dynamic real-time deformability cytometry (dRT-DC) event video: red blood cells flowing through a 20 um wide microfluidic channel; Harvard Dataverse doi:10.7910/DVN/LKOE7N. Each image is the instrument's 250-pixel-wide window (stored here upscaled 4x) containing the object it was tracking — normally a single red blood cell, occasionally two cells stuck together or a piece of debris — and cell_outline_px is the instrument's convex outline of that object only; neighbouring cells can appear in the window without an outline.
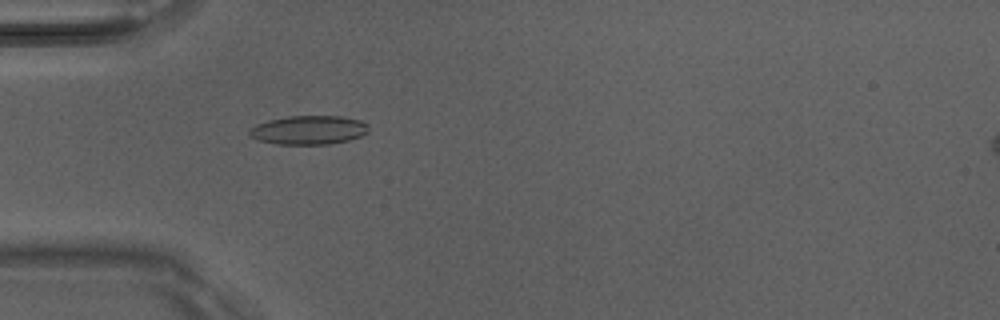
{"species": "Egyptian fruit bat (a non-hibernating species)", "species_latin": "Rousettus aegyptiacus", "temperature_condition": "room temperature", "stored_images_in_passage": 2, "camera_frame_rate_fps": 3000, "um_per_image_px": 0.085, "animal": {"sex": "male"}, "frame": {"image": 1, "passage_image": 2, "time_ms": 0.333, "image_size_px": [1000, 320], "cell_outline_px": [[368, 132], [360, 136], [348, 140], [328, 144], [280, 144], [260, 140], [252, 136], [248, 132], [256, 124], [268, 120], [288, 116], [340, 116], [360, 120], [368, 124]], "centroid_in_image_um": [26.27, 11.04], "position_along_channel_um": 58.7, "area_um2": 19.83}}